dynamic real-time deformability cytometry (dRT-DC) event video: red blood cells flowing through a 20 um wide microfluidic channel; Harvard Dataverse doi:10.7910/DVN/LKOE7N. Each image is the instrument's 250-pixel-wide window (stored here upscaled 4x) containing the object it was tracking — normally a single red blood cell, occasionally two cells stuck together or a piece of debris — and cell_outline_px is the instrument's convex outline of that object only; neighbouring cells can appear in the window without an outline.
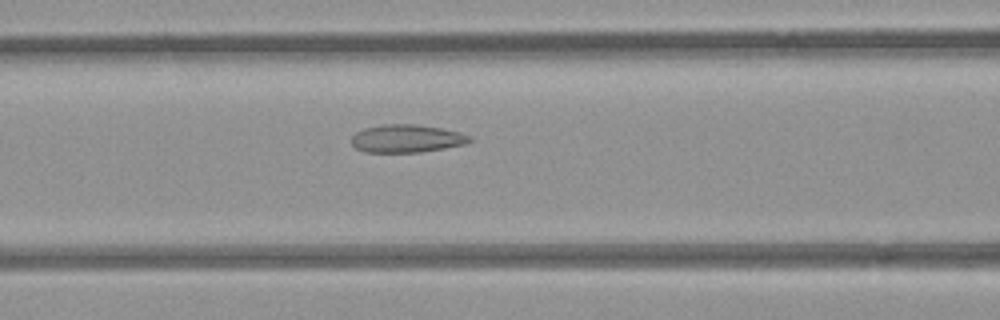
{"species": "common noctule bat (a hibernating species)", "species_latin": "Nyctalus noctula", "temperature_condition": "room temperature", "stored_images_in_passage": 44, "camera_frame_rate_fps": 3000, "um_per_image_px": 0.085, "animal": {"sex": "female", "body_mass_g": 21.9}, "frame": {"image": 1, "passage_image": 16, "time_ms": 5.0, "image_size_px": [1000, 320], "cell_outline_px": [[472, 140], [464, 144], [444, 148], [420, 152], [364, 152], [356, 148], [352, 144], [352, 136], [356, 132], [364, 128], [388, 124], [416, 124], [440, 128], [460, 132], [472, 136]], "centroid_in_image_um": [34.57, 11.77], "position_along_channel_um": 132.0, "area_um2": 19.13}}
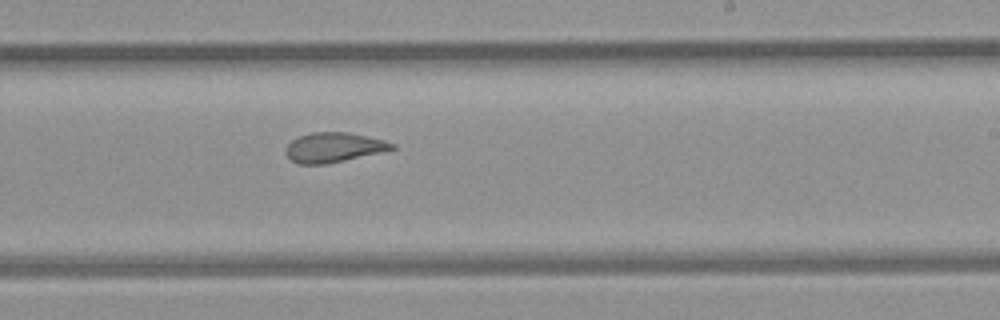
{"frame": {"image": 2, "passage_image": 26, "time_ms": 8.333, "image_size_px": [1000, 320], "cell_outline_px": [[396, 148], [328, 164], [300, 164], [292, 160], [284, 152], [288, 144], [292, 140], [300, 136], [312, 132], [348, 132], [384, 140], [396, 144]], "centroid_in_image_um": [28.35, 12.52], "position_along_channel_um": 260.6, "area_um2": 18.21}}
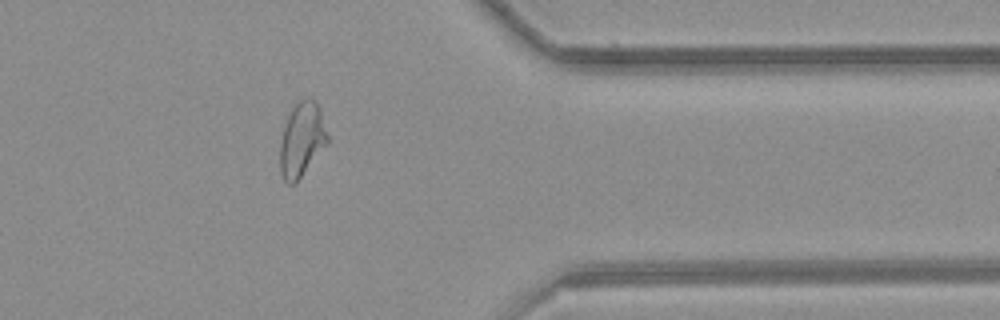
{"frame": {"image": 3, "passage_image": 37, "time_ms": 12.0, "image_size_px": [1000, 320], "cell_outline_px": [[328, 144], [296, 184], [288, 184], [284, 180], [280, 172], [280, 144], [284, 124], [292, 104], [308, 96], [316, 100], [320, 108], [328, 136]], "centroid_in_image_um": [25.65, 11.85], "position_along_channel_um": 385.7, "area_um2": 21.15}}